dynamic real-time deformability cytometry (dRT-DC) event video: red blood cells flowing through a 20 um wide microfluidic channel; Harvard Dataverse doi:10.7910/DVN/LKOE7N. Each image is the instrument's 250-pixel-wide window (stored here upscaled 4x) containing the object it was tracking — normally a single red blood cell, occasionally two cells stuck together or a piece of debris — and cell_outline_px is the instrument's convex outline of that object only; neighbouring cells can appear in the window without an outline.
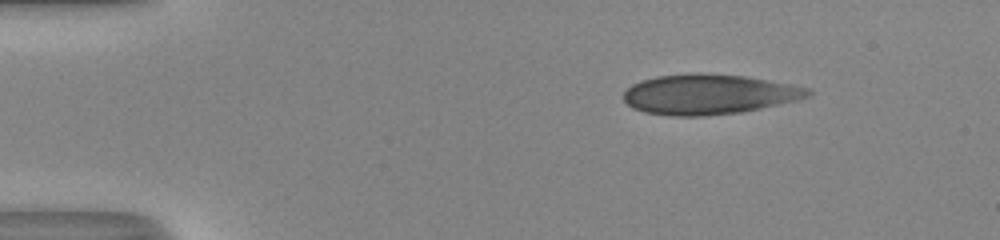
{"species": "human", "species_latin": "Homo sapiens", "temperature_condition": "room temperature", "stored_images_in_passage": 44, "camera_frame_rate_fps": 3000, "um_per_image_px": 0.085, "donor": {"sex": "male"}, "frame": {"image": 1, "passage_image": 1, "time_ms": 0.0, "image_size_px": [1000, 240], "cell_outline_px": [[812, 96], [796, 100], [760, 108], [740, 112], [704, 116], [668, 116], [644, 112], [632, 108], [624, 100], [624, 92], [632, 84], [640, 80], [656, 76], [696, 72], [700, 72], [744, 76], [812, 88]], "centroid_in_image_um": [60.23, 8.01], "position_along_channel_um": 24.8, "area_um2": 43.29}}
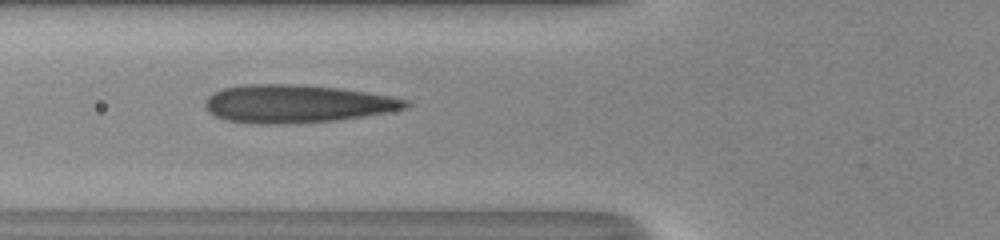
{"frame": {"image": 2, "passage_image": 13, "time_ms": 4.0, "image_size_px": [1000, 240], "cell_outline_px": [[412, 104], [408, 108], [388, 112], [364, 116], [336, 120], [284, 124], [260, 124], [228, 120], [216, 116], [208, 112], [204, 104], [204, 100], [208, 96], [224, 88], [244, 84], [300, 84], [340, 88], [368, 92], [392, 96], [408, 100]], "centroid_in_image_um": [25.26, 8.81], "position_along_channel_um": 100.5, "area_um2": 44.56}}
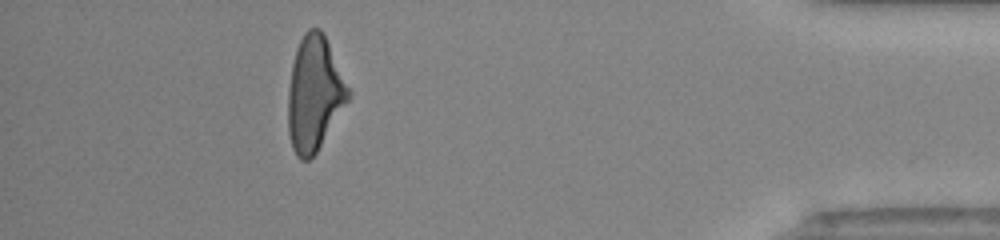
{"frame": {"image": 3, "passage_image": 39, "time_ms": 12.667, "image_size_px": [1000, 240], "cell_outline_px": [[352, 92], [348, 100], [316, 152], [308, 160], [300, 160], [296, 156], [292, 148], [288, 132], [288, 92], [292, 64], [296, 48], [304, 32], [308, 28], [320, 28], [324, 32]], "centroid_in_image_um": [26.72, 7.92], "position_along_channel_um": 408.5, "area_um2": 40.29}, "authors_computed_cell_mechanics": {"area_um2": 42.8876, "velocity_mm_per_s": 4.1425, "shape_relaxation_time_tau1_ms": null, "shape_relaxation_time_tau2_ms": 1.1515, "deformation_change_tau1": null, "deformation_change_tau2": 0.0814}}